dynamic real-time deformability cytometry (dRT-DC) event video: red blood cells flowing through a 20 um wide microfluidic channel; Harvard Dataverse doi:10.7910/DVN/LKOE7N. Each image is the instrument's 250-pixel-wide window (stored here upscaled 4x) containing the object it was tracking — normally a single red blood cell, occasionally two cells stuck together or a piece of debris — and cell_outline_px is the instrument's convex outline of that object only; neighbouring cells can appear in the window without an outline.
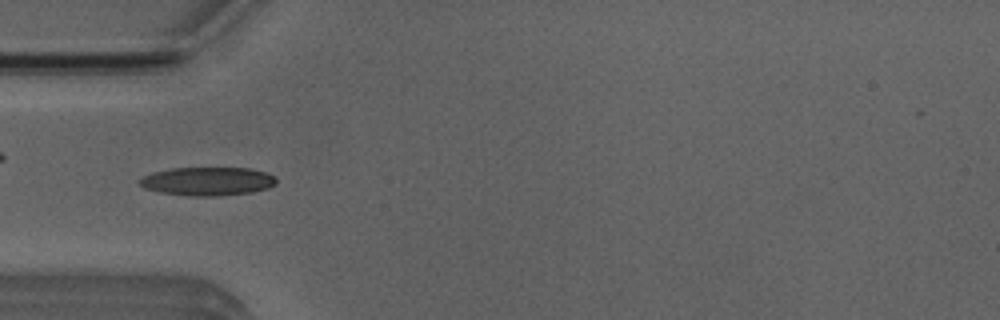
{"species": "Egyptian fruit bat (a non-hibernating species)", "species_latin": "Rousettus aegyptiacus", "temperature_condition": "room temperature", "stored_images_in_passage": 42, "camera_frame_rate_fps": 3000, "um_per_image_px": 0.085, "animal": {"sex": "male"}, "frame": {"image": 1, "passage_image": 7, "time_ms": 2.0, "image_size_px": [1000, 320], "cell_outline_px": [[276, 184], [268, 188], [252, 192], [220, 196], [188, 196], [160, 192], [144, 188], [136, 180], [152, 172], [172, 168], [252, 168], [268, 172], [276, 176]], "centroid_in_image_um": [17.67, 15.41], "position_along_channel_um": 67.3, "area_um2": 23.0}}
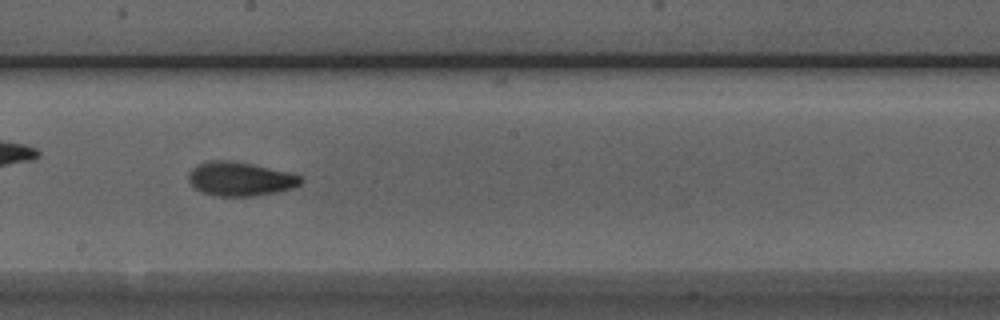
{"frame": {"image": 2, "passage_image": 19, "time_ms": 6.0, "image_size_px": [1000, 320], "cell_outline_px": [[304, 180], [300, 184], [292, 188], [276, 192], [252, 196], [212, 196], [200, 192], [188, 180], [188, 172], [192, 168], [208, 160], [224, 160], [252, 164], [288, 172], [300, 176]], "centroid_in_image_um": [20.38, 15.22], "position_along_channel_um": 227.8, "area_um2": 22.14}}
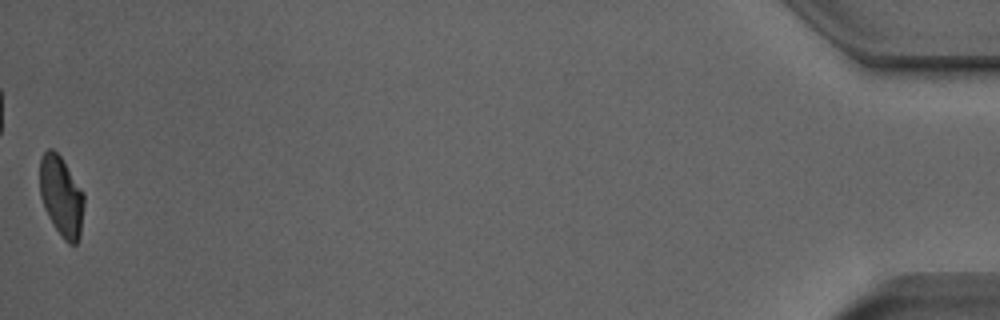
{"frame": {"image": 3, "passage_image": 42, "time_ms": 13.667, "image_size_px": [1000, 320], "cell_outline_px": [[84, 204], [80, 236], [76, 244], [68, 244], [64, 240], [52, 224], [44, 208], [40, 196], [40, 160], [44, 152], [48, 148], [52, 148], [60, 156], [84, 192]], "centroid_in_image_um": [5.21, 16.7], "position_along_channel_um": 430.0, "area_um2": 20.75}, "authors_computed_cell_mechanics": {"area_um2": 21.7906, "velocity_mm_per_s": 3.9981, "shape_relaxation_time_tau1_ms": 3.8216, "shape_relaxation_time_tau2_ms": 1.8879, "deformation_change_tau1": 0.1416, "deformation_change_tau2": 0.0832}}